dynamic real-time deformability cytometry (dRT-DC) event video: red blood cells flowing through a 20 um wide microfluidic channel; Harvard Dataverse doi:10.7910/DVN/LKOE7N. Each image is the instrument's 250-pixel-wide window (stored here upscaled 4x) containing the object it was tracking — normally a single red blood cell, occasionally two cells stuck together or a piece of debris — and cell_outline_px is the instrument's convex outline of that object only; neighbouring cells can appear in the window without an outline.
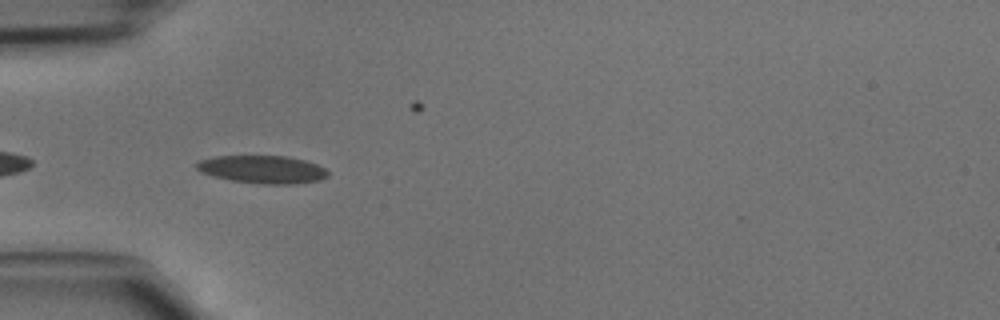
{"species": "common noctule bat (a hibernating species)", "species_latin": "Nyctalus noctula", "temperature_condition": "cold", "stored_images_in_passage": 16, "camera_frame_rate_fps": 3000, "um_per_image_px": 0.085, "animal": {"sex": "male", "body_mass_g": 15.6}, "frame": {"image": 1, "passage_image": 14, "time_ms": 4.333, "image_size_px": [1000, 320], "cell_outline_px": [[328, 176], [320, 180], [292, 184], [260, 184], [232, 180], [200, 172], [196, 168], [196, 164], [200, 160], [216, 156], [284, 156], [304, 160], [316, 164], [324, 168], [328, 172]], "centroid_in_image_um": [22.32, 14.4], "position_along_channel_um": 62.7, "area_um2": 21.1}}